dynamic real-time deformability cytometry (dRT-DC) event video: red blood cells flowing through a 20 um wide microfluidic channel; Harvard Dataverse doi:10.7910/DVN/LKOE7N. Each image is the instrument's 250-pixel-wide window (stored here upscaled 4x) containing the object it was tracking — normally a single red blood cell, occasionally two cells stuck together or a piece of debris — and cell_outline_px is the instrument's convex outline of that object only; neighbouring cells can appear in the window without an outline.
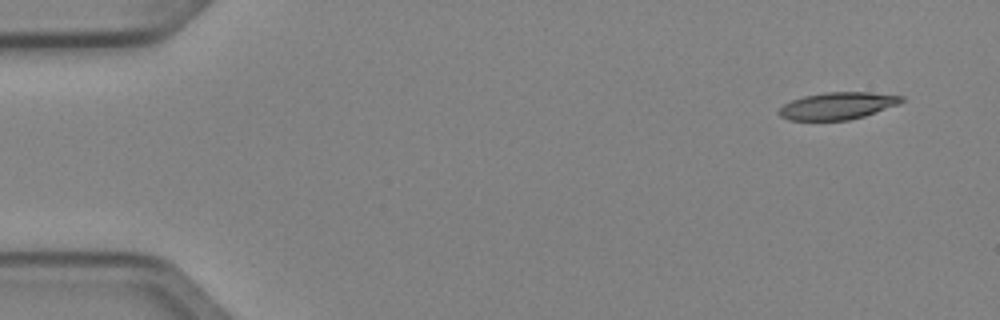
{"species": "Egyptian fruit bat (a non-hibernating species)", "species_latin": "Rousettus aegyptiacus", "temperature_condition": "cold", "stored_images_in_passage": 4, "camera_frame_rate_fps": 3000, "um_per_image_px": 0.085, "animal": {"sex": "female"}, "frame": {"image": 1, "passage_image": 1, "time_ms": 0.0, "image_size_px": [1000, 320], "cell_outline_px": [[904, 100], [900, 104], [864, 116], [848, 120], [788, 120], [780, 116], [776, 112], [784, 104], [792, 100], [804, 96], [828, 92], [872, 92], [904, 96]], "centroid_in_image_um": [71.21, 8.99], "position_along_channel_um": 13.8, "area_um2": 19.42}}
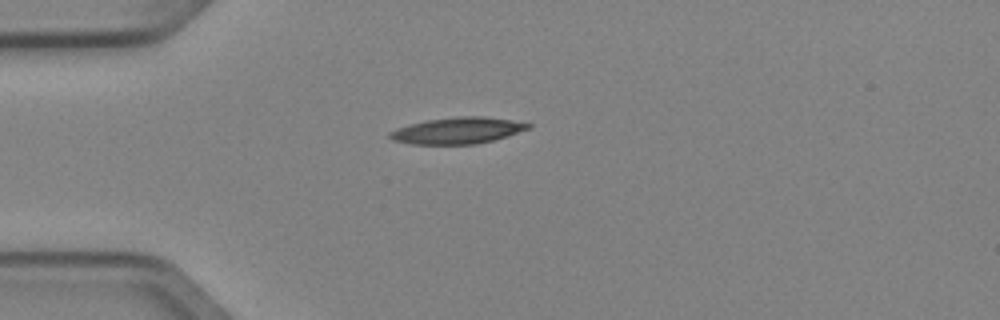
{"frame": {"image": 2, "passage_image": 4, "time_ms": 1.0, "image_size_px": [1000, 320], "cell_outline_px": [[532, 128], [508, 136], [476, 144], [412, 144], [392, 140], [388, 136], [388, 132], [396, 128], [408, 124], [428, 120], [456, 116], [484, 116], [512, 120], [532, 124]], "centroid_in_image_um": [38.89, 11.09], "position_along_channel_um": 46.1, "area_um2": 21.44}}